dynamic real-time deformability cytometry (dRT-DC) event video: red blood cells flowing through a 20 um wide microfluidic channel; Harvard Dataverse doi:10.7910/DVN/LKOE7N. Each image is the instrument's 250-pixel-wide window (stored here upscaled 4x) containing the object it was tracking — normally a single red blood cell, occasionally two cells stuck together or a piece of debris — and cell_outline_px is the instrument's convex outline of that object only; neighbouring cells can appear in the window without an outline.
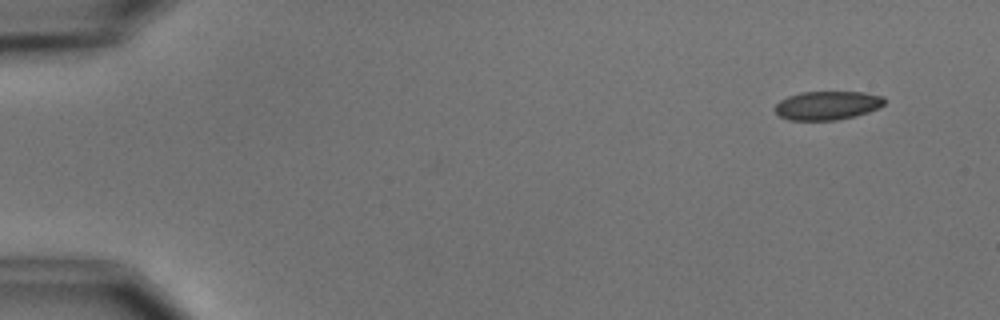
{"species": "common noctule bat (a hibernating species)", "species_latin": "Nyctalus noctula", "temperature_condition": "cold", "stored_images_in_passage": 2, "camera_frame_rate_fps": 3000, "um_per_image_px": 0.085, "animal": {"sex": "male", "body_mass_g": 15.6}, "frame": {"image": 1, "passage_image": 2, "time_ms": 2.0, "image_size_px": [1000, 320], "cell_outline_px": [[884, 104], [868, 112], [836, 120], [788, 120], [780, 116], [772, 108], [780, 100], [788, 96], [800, 92], [864, 92], [884, 96]], "centroid_in_image_um": [70.28, 8.95], "position_along_channel_um": 14.7, "area_um2": 18.26}}